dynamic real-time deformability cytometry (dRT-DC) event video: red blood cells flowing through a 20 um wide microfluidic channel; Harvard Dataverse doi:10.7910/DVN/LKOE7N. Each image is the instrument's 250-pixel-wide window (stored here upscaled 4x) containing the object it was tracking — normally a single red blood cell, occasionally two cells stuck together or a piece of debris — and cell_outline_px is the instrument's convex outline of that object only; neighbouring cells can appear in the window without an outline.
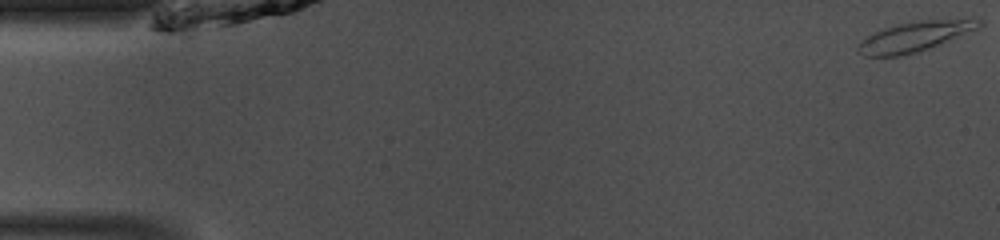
{"species": "common noctule bat (a hibernating species)", "species_latin": "Nyctalus noctula", "temperature_condition": "room temperature", "stored_images_in_passage": 49, "camera_frame_rate_fps": 3000, "um_per_image_px": 0.085, "animal": {"sex": "male", "body_mass_g": 13.0, "forearm_length_mm": 53.1}, "frame": {"image": 1, "passage_image": 1, "time_ms": 0.0, "image_size_px": [1000, 240], "cell_outline_px": [[984, 24], [980, 28], [916, 52], [900, 56], [864, 56], [856, 52], [856, 48], [868, 36], [884, 28], [900, 24], [920, 20], [972, 16], [984, 20]], "centroid_in_image_um": [77.89, 3.05], "position_along_channel_um": 7.1, "area_um2": 21.33}}
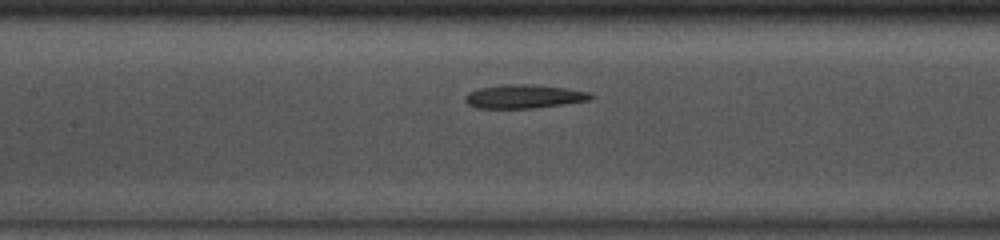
{"frame": {"image": 2, "passage_image": 22, "time_ms": 7.0, "image_size_px": [1000, 240], "cell_outline_px": [[596, 96], [592, 100], [564, 104], [532, 108], [476, 108], [468, 104], [464, 100], [464, 96], [468, 92], [480, 88], [504, 84], [528, 84], [564, 88], [588, 92]], "centroid_in_image_um": [44.53, 8.2], "position_along_channel_um": 162.9, "area_um2": 17.34}}
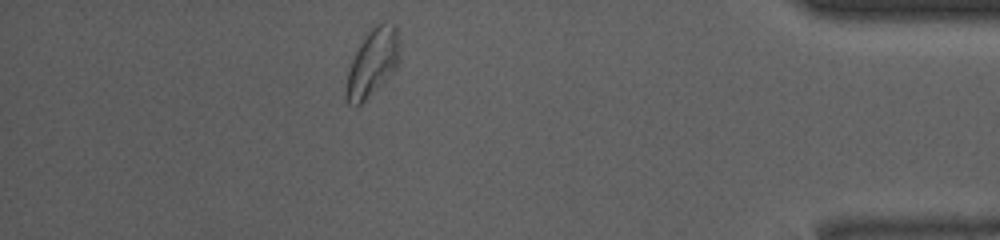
{"frame": {"image": 3, "passage_image": 43, "time_ms": 14.0, "image_size_px": [1000, 240], "cell_outline_px": [[400, 60], [396, 68], [356, 108], [348, 104], [344, 96], [344, 88], [348, 72], [352, 60], [364, 36], [376, 24], [384, 20], [396, 24], [400, 40]], "centroid_in_image_um": [31.68, 5.29], "position_along_channel_um": 403.5, "area_um2": 21.21}, "authors_computed_cell_mechanics": {"area_um2": 18.5538, "velocity_mm_per_s": 4.0643, "shape_relaxation_time_tau1_ms": 4.8789, "shape_relaxation_time_tau2_ms": 3.0784, "deformation_change_tau1": 0.1906, "deformation_change_tau2": 0.066}}